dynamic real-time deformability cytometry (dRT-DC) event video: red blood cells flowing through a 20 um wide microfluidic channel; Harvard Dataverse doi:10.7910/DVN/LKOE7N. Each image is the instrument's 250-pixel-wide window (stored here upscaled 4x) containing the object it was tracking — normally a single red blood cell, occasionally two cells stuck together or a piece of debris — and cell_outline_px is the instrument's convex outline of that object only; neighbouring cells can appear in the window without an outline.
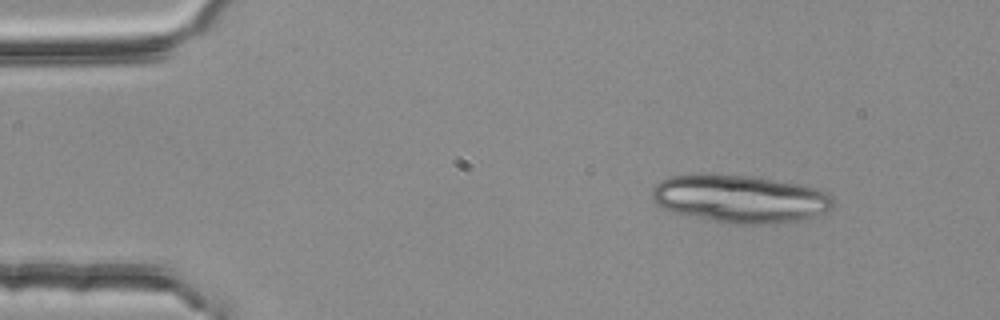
{"species": "common noctule bat (a hibernating species)", "species_latin": "Nyctalus noctula", "temperature_condition": "room temperature", "stored_images_in_passage": 3, "camera_frame_rate_fps": 3000, "um_per_image_px": 0.085, "animal": {"sex": "female", "body_mass_g": 25.1}, "frame": {"image": 1, "passage_image": 1, "time_ms": 0.0, "image_size_px": [1000, 320], "cell_outline_px": [[832, 208], [828, 212], [804, 220], [784, 224], [736, 224], [712, 220], [672, 212], [656, 204], [652, 200], [652, 188], [660, 180], [668, 176], [700, 172], [704, 172], [752, 176], [804, 184], [828, 192], [832, 196]], "centroid_in_image_um": [62.92, 16.88], "position_along_channel_um": 22.1, "area_um2": 51.79}}